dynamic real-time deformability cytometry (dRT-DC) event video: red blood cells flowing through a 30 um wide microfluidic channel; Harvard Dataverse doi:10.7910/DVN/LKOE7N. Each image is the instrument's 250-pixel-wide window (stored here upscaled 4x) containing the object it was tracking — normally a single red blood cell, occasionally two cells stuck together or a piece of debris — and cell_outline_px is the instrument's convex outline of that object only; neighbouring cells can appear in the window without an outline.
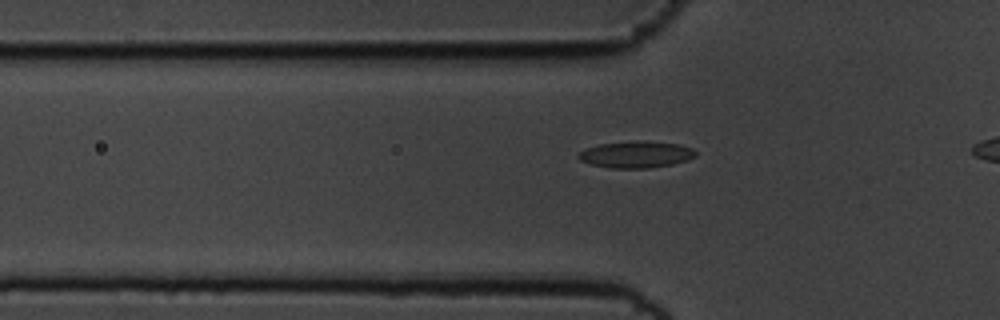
{"species": "common noctule bat (a hibernating species)", "species_latin": "Nyctalus noctula", "temperature_condition": "cold", "stored_images_in_passage": 41, "camera_frame_rate_fps": 3000, "um_per_image_px": 0.085, "animal": {"sex": "male", "body_mass_g": 19.5, "forearm_length_mm": 54.6}, "frame": {"image": 1, "passage_image": 13, "time_ms": 4.0, "image_size_px": [1000, 320], "cell_outline_px": [[696, 156], [688, 160], [672, 164], [648, 168], [612, 168], [592, 164], [580, 160], [576, 156], [584, 148], [600, 144], [636, 140], [680, 144], [692, 148], [696, 152]], "centroid_in_image_um": [54.07, 13.12], "position_along_channel_um": 71.7, "area_um2": 18.21}}
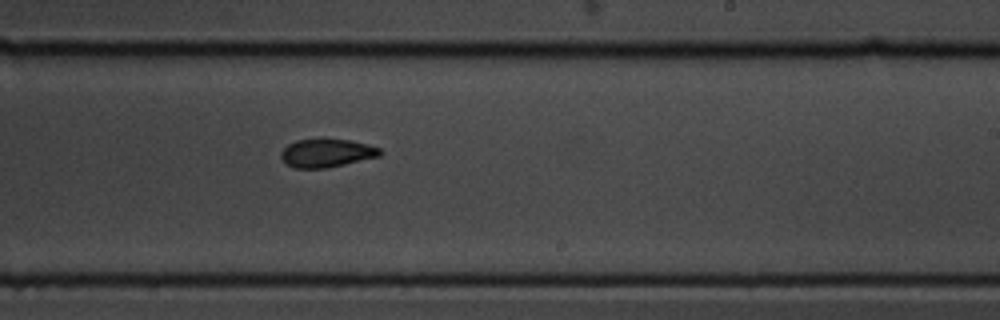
{"frame": {"image": 2, "passage_image": 29, "time_ms": 9.333, "image_size_px": [1000, 320], "cell_outline_px": [[384, 152], [380, 156], [328, 168], [292, 168], [280, 156], [280, 152], [288, 144], [296, 140], [324, 136], [348, 140], [368, 144], [380, 148]], "centroid_in_image_um": [27.77, 12.97], "position_along_channel_um": 261.2, "area_um2": 16.94}}
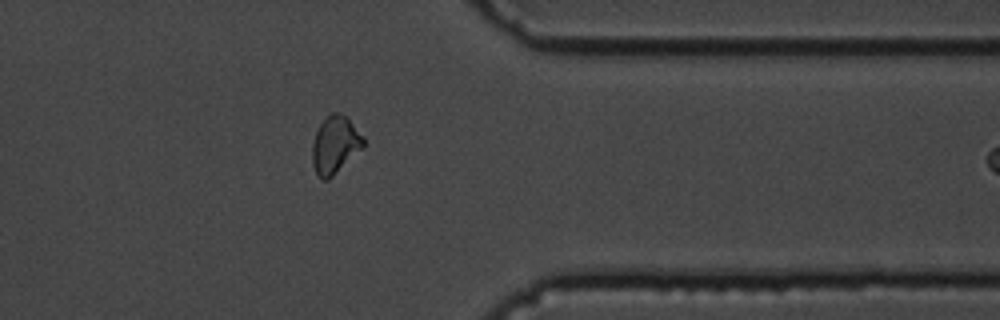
{"frame": {"image": 3, "passage_image": 40, "time_ms": 13.0, "image_size_px": [1000, 320], "cell_outline_px": [[364, 148], [328, 180], [320, 180], [312, 164], [312, 144], [316, 132], [320, 124], [332, 112], [340, 112], [348, 116], [364, 136]], "centroid_in_image_um": [28.51, 12.3], "position_along_channel_um": 382.9, "area_um2": 17.46}}